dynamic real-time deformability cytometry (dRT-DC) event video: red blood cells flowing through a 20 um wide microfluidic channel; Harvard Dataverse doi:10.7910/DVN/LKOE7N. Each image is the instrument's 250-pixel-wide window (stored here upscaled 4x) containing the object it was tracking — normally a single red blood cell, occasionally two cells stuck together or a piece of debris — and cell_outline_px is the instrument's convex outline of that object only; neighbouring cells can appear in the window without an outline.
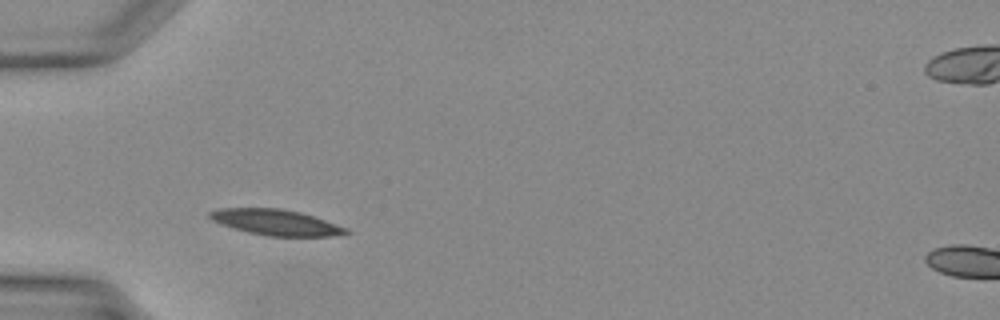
{"species": "Egyptian fruit bat (a non-hibernating species)", "species_latin": "Rousettus aegyptiacus", "temperature_condition": "warm", "stored_images_in_passage": 28, "camera_frame_rate_fps": 3000, "um_per_image_px": 0.085, "animal": {"sex": "female"}, "frame": {"image": 1, "passage_image": 1, "time_ms": 0.0, "image_size_px": [1000, 320], "cell_outline_px": [[352, 232], [332, 236], [268, 236], [248, 232], [212, 220], [208, 216], [208, 212], [220, 208], [280, 208], [300, 212], [348, 228]], "centroid_in_image_um": [23.47, 18.89], "position_along_channel_um": 61.5, "area_um2": 20.17}}
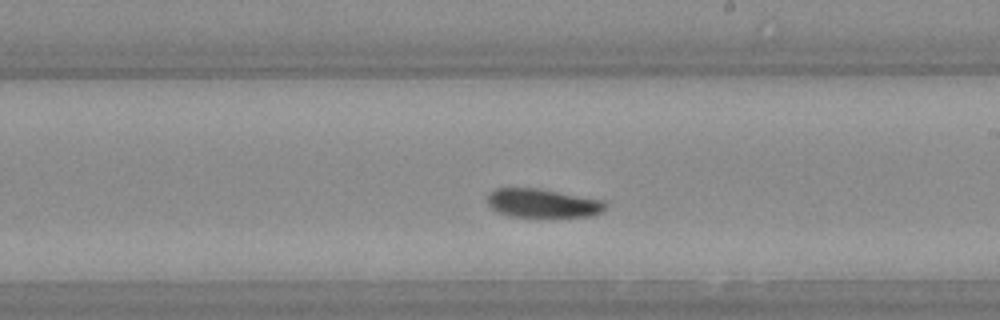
{"frame": {"image": 2, "passage_image": 12, "time_ms": 3.667, "image_size_px": [1000, 320], "cell_outline_px": [[604, 208], [600, 212], [588, 216], [512, 216], [500, 212], [492, 208], [488, 204], [488, 196], [496, 188], [540, 188], [604, 200]], "centroid_in_image_um": [46.12, 17.25], "position_along_channel_um": 242.9, "area_um2": 19.31}}
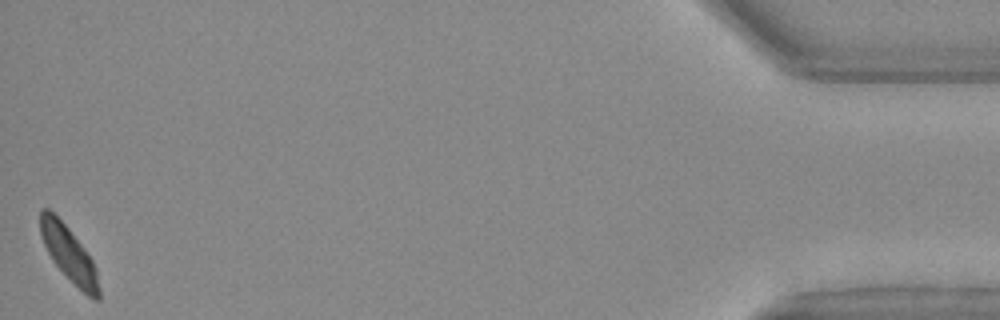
{"frame": {"image": 3, "passage_image": 28, "time_ms": 9.0, "image_size_px": [1000, 320], "cell_outline_px": [[100, 300], [92, 300], [52, 260], [44, 244], [40, 232], [40, 208], [48, 208], [68, 228], [84, 248], [92, 260], [96, 268], [100, 288]], "centroid_in_image_um": [5.87, 21.58], "position_along_channel_um": 429.3, "area_um2": 18.32}}